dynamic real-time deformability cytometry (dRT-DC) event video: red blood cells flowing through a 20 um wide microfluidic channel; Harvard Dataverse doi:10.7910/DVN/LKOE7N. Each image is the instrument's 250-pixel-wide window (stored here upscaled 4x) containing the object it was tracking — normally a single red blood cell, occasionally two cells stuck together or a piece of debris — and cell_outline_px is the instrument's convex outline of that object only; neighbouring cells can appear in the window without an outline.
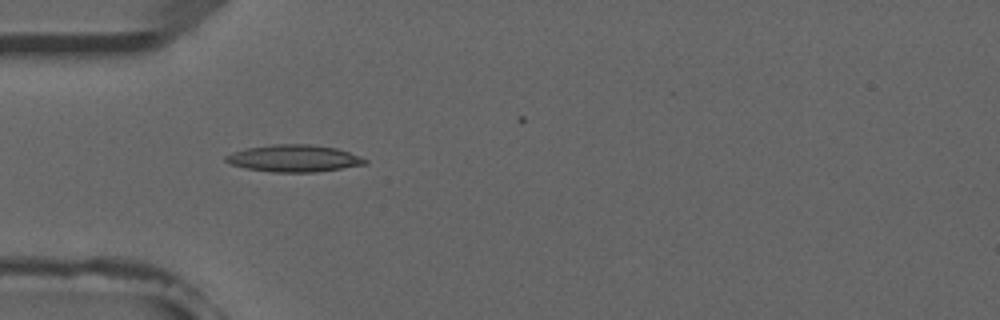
{"species": "common noctule bat (a hibernating species)", "species_latin": "Nyctalus noctula", "temperature_condition": "room temperature", "stored_images_in_passage": 5, "camera_frame_rate_fps": 3000, "um_per_image_px": 0.085, "animal": {"sex": "male", "forearm_length_mm": 52.5}, "frame": {"image": 1, "passage_image": 4, "time_ms": 4.667, "image_size_px": [1000, 320], "cell_outline_px": [[368, 164], [316, 172], [272, 172], [244, 168], [232, 164], [224, 160], [224, 156], [232, 152], [248, 148], [272, 144], [312, 144], [336, 148], [360, 156], [368, 160]], "centroid_in_image_um": [24.99, 13.46], "position_along_channel_um": 60.0, "area_um2": 21.96}}
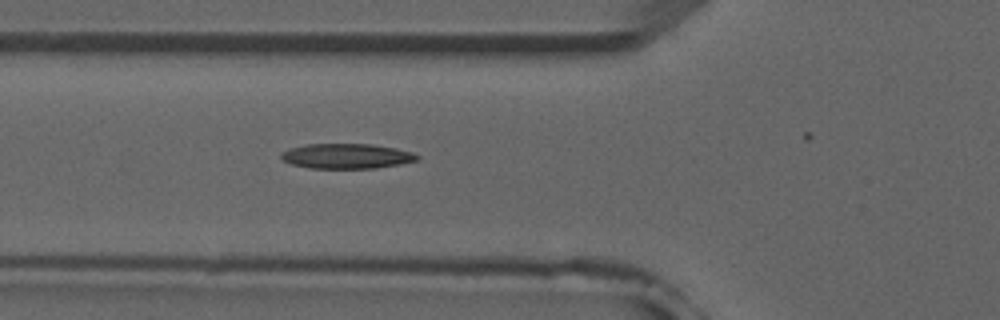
{"frame": {"image": 2, "passage_image": 5, "time_ms": 5.667, "image_size_px": [1000, 320], "cell_outline_px": [[420, 156], [416, 160], [400, 164], [376, 168], [308, 168], [292, 164], [280, 160], [280, 152], [288, 148], [304, 144], [372, 144], [396, 148], [412, 152]], "centroid_in_image_um": [29.4, 13.26], "position_along_channel_um": 96.4, "area_um2": 20.0}}